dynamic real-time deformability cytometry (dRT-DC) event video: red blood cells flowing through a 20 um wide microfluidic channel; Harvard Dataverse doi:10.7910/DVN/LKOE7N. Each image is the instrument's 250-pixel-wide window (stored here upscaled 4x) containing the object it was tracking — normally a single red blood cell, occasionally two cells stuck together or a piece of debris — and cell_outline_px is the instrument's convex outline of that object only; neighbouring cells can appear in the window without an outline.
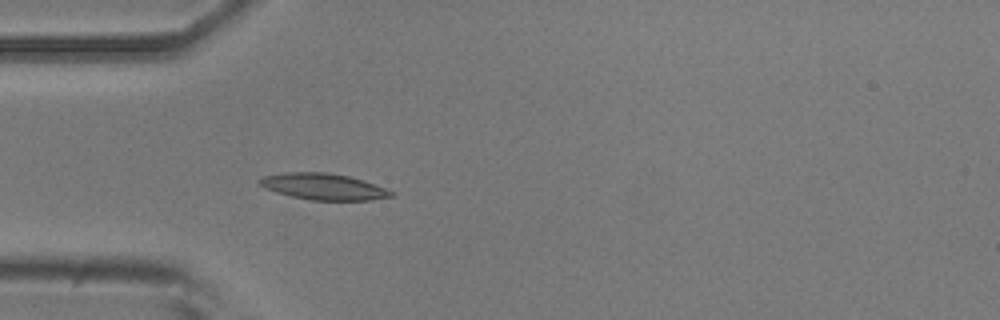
{"species": "common noctule bat (a hibernating species)", "species_latin": "Nyctalus noctula", "temperature_condition": "room temperature", "stored_images_in_passage": 4, "camera_frame_rate_fps": 3000, "um_per_image_px": 0.085, "animal": {"sex": "male", "body_mass_g": 20.5, "forearm_length_mm": 52.5}, "frame": {"image": 1, "passage_image": 4, "time_ms": 4.333, "image_size_px": [1000, 320], "cell_outline_px": [[396, 196], [372, 200], [312, 200], [292, 196], [276, 192], [264, 188], [256, 180], [264, 176], [284, 172], [328, 172], [348, 176], [364, 180], [376, 184], [396, 192]], "centroid_in_image_um": [27.55, 15.86], "position_along_channel_um": 57.5, "area_um2": 20.4}}